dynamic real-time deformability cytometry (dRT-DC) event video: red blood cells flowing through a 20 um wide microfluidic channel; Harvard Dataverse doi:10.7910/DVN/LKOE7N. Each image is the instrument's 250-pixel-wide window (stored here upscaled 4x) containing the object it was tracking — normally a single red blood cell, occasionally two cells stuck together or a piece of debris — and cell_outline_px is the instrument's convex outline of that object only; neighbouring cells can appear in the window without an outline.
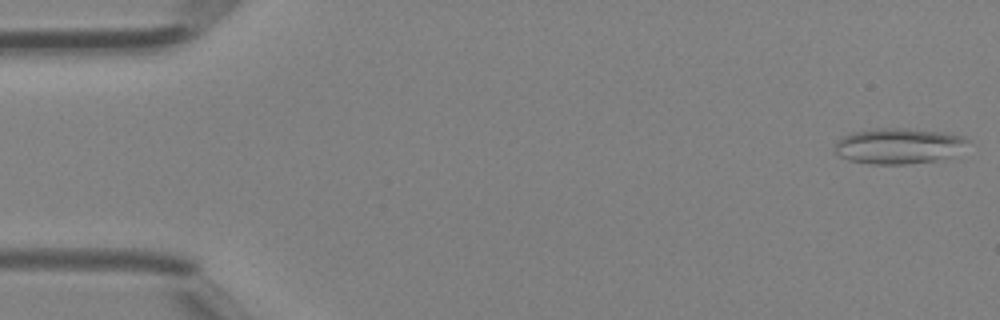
{"species": "Egyptian fruit bat (a non-hibernating species)", "species_latin": "Rousettus aegyptiacus", "temperature_condition": "room temperature", "stored_images_in_passage": 41, "camera_frame_rate_fps": 3000, "um_per_image_px": 0.085, "animal": {"sex": "female"}, "frame": {"image": 1, "passage_image": 1, "time_ms": 0.0, "image_size_px": [1000, 320], "cell_outline_px": [[968, 140], [948, 156], [936, 160], [908, 164], [868, 164], [848, 160], [836, 156], [836, 140], [852, 132], [872, 128], [908, 128], [940, 132], [964, 136]], "centroid_in_image_um": [76.25, 12.4], "position_along_channel_um": 8.8, "area_um2": 27.28}}
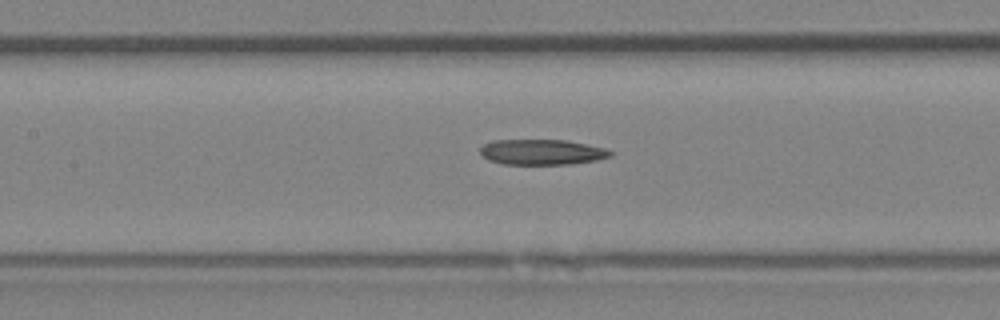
{"frame": {"image": 2, "passage_image": 19, "time_ms": 6.0, "image_size_px": [1000, 320], "cell_outline_px": [[612, 156], [596, 160], [572, 164], [504, 164], [488, 160], [480, 152], [480, 148], [484, 144], [492, 140], [564, 140], [604, 148], [612, 152]], "centroid_in_image_um": [46.04, 12.93], "position_along_channel_um": 161.4, "area_um2": 19.13}}
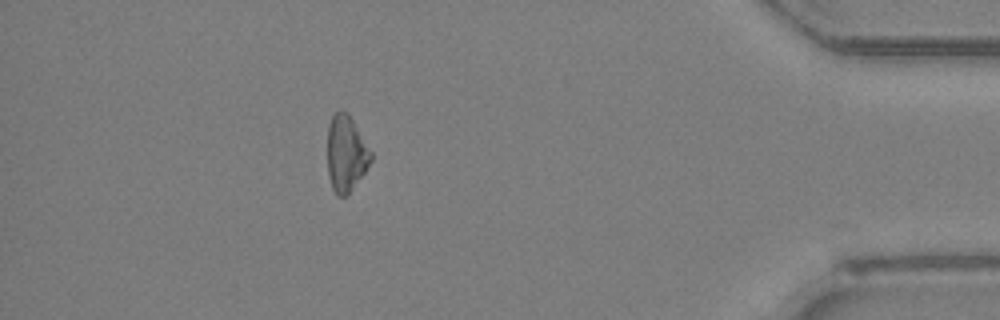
{"frame": {"image": 3, "passage_image": 37, "time_ms": 12.0, "image_size_px": [1000, 320], "cell_outline_px": [[372, 160], [364, 172], [348, 192], [344, 196], [336, 196], [332, 188], [328, 176], [328, 124], [332, 116], [340, 108], [348, 112], [372, 152]], "centroid_in_image_um": [29.4, 13.01], "position_along_channel_um": 405.8, "area_um2": 19.19}}